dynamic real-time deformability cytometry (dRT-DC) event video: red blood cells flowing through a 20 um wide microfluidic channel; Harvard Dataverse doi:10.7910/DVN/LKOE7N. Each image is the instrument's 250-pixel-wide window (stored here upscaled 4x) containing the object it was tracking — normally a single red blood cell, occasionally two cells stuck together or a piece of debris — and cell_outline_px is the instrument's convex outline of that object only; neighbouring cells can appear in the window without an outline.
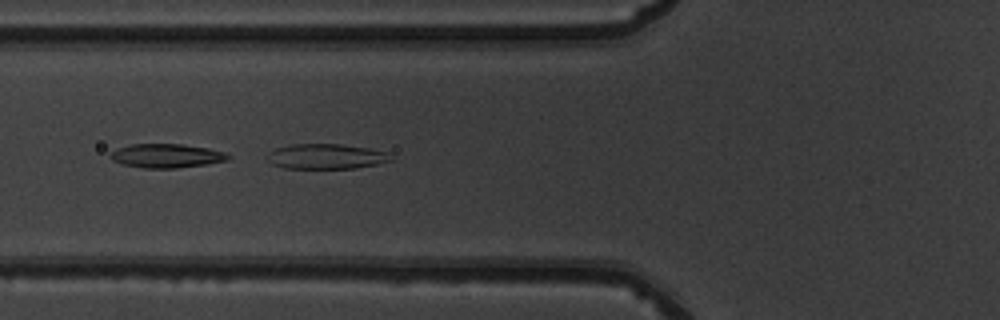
{"species": "common noctule bat (a hibernating species)", "species_latin": "Nyctalus noctula", "temperature_condition": "warm", "stored_images_in_passage": 28, "camera_frame_rate_fps": 3000, "um_per_image_px": 0.085, "animal": {"sex": "male", "body_mass_g": 19.5, "forearm_length_mm": 54.6}, "frame": {"image": 1, "passage_image": 5, "time_ms": 1.333, "image_size_px": [1000, 320], "cell_outline_px": [[392, 160], [376, 164], [356, 168], [284, 168], [272, 164], [264, 156], [268, 152], [276, 148], [292, 144], [340, 144], [368, 148], [388, 152], [392, 156]], "centroid_in_image_um": [27.69, 13.29], "position_along_channel_um": 98.1, "area_um2": 18.15}}
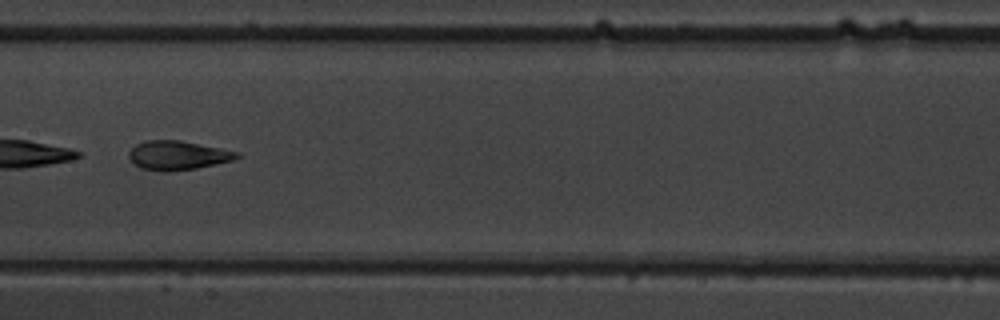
{"frame": {"image": 2, "passage_image": 12, "time_ms": 3.667, "image_size_px": [1000, 320], "cell_outline_px": [[240, 156], [232, 160], [216, 164], [196, 168], [168, 172], [164, 172], [140, 168], [132, 164], [128, 156], [128, 152], [136, 144], [144, 140], [180, 140], [240, 152]], "centroid_in_image_um": [15.06, 13.21], "position_along_channel_um": 192.3, "area_um2": 18.44}}
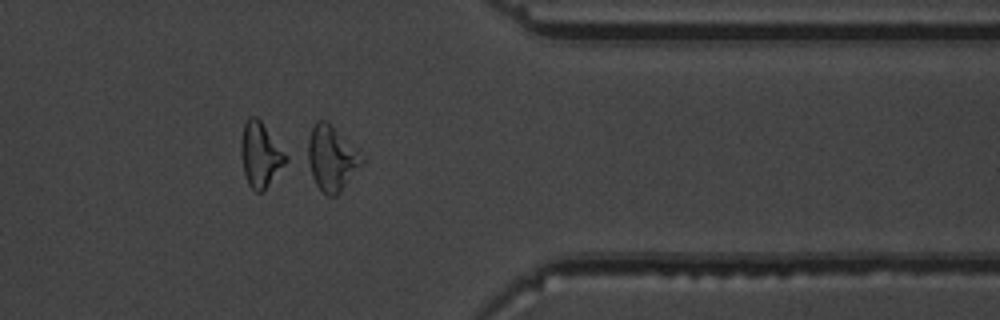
{"frame": {"image": 3, "passage_image": 27, "time_ms": 8.667, "image_size_px": [1000, 320], "cell_outline_px": [[364, 160], [340, 192], [336, 196], [328, 196], [316, 184], [300, 156], [312, 128], [316, 120], [328, 120]], "centroid_in_image_um": [28.02, 13.43], "position_along_channel_um": 383.4, "area_um2": 20.87}}